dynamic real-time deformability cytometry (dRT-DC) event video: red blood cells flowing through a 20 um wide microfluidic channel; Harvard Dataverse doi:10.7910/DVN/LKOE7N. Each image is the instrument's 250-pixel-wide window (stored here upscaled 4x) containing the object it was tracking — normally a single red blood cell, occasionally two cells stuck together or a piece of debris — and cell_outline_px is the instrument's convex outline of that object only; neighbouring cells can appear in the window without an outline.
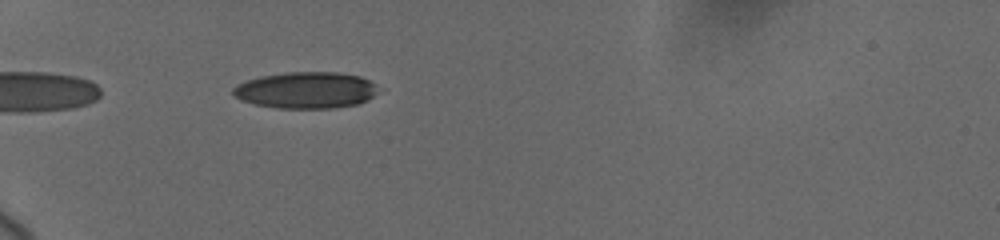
{"species": "human", "species_latin": "Homo sapiens", "temperature_condition": "cold", "stored_images_in_passage": 13, "camera_frame_rate_fps": 3000, "um_per_image_px": 0.085, "donor": {"sex": "female"}, "frame": {"image": 1, "passage_image": 1, "time_ms": 0.0, "image_size_px": [1000, 240], "cell_outline_px": [[384, 88], [380, 92], [368, 100], [356, 104], [336, 108], [276, 108], [256, 104], [240, 100], [232, 92], [232, 88], [236, 84], [248, 80], [264, 76], [288, 72], [336, 72], [360, 76]], "centroid_in_image_um": [26.08, 7.67], "position_along_channel_um": 58.9, "area_um2": 31.1}}
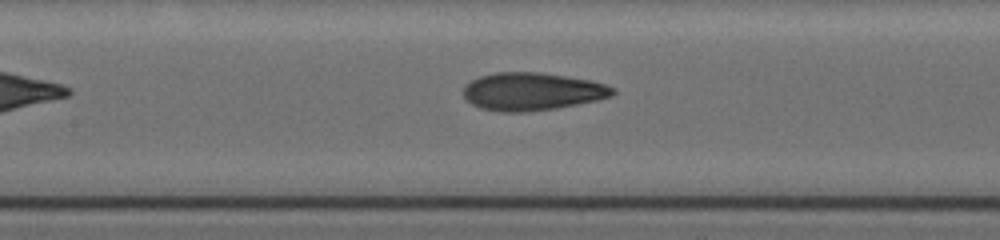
{"frame": {"image": 2, "passage_image": 9, "time_ms": 3.333, "image_size_px": [1000, 240], "cell_outline_px": [[616, 92], [612, 96], [596, 100], [556, 108], [524, 112], [500, 112], [480, 108], [464, 100], [464, 84], [480, 76], [496, 72], [540, 72], [592, 80], [616, 88]], "centroid_in_image_um": [45.21, 7.77], "position_along_channel_um": 162.2, "area_um2": 33.06}}
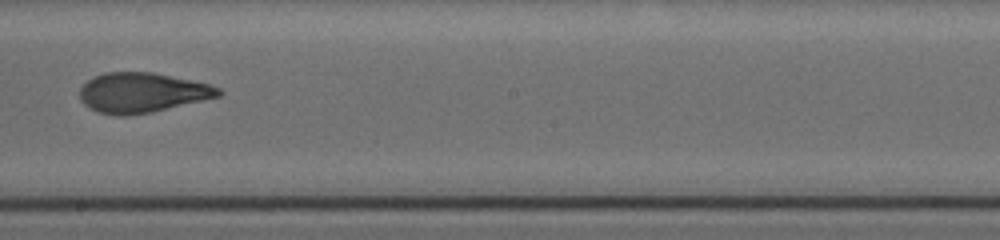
{"frame": {"image": 3, "passage_image": 12, "time_ms": 5.333, "image_size_px": [1000, 240], "cell_outline_px": [[224, 92], [220, 96], [152, 112], [128, 116], [120, 116], [100, 112], [88, 108], [80, 100], [80, 88], [88, 80], [104, 72], [152, 72], [212, 84], [220, 88]], "centroid_in_image_um": [12.1, 7.87], "position_along_channel_um": 236.1, "area_um2": 32.31}}